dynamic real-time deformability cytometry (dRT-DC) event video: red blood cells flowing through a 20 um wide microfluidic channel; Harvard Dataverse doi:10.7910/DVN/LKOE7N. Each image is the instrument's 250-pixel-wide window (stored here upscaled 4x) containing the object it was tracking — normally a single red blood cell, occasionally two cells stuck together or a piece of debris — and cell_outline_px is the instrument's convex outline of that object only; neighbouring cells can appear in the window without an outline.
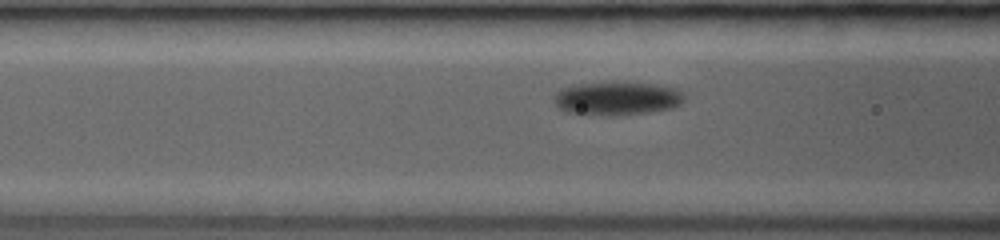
{"species": "common noctule bat (a hibernating species)", "species_latin": "Nyctalus noctula", "temperature_condition": "room temperature", "stored_images_in_passage": 6, "camera_frame_rate_fps": 3000, "um_per_image_px": 0.085, "animal": {"sex": "female", "body_mass_g": 19.0, "forearm_length_mm": 53.3}, "frame": {"image": 1, "passage_image": 6, "time_ms": 4.0, "image_size_px": [1000, 240], "cell_outline_px": [[684, 100], [680, 104], [672, 108], [648, 112], [616, 116], [604, 116], [564, 112], [556, 104], [552, 96], [560, 88], [572, 84], [612, 80], [616, 80], [656, 84], [676, 88], [684, 92]], "centroid_in_image_um": [52.41, 8.33], "position_along_channel_um": 114.2, "area_um2": 26.53}}